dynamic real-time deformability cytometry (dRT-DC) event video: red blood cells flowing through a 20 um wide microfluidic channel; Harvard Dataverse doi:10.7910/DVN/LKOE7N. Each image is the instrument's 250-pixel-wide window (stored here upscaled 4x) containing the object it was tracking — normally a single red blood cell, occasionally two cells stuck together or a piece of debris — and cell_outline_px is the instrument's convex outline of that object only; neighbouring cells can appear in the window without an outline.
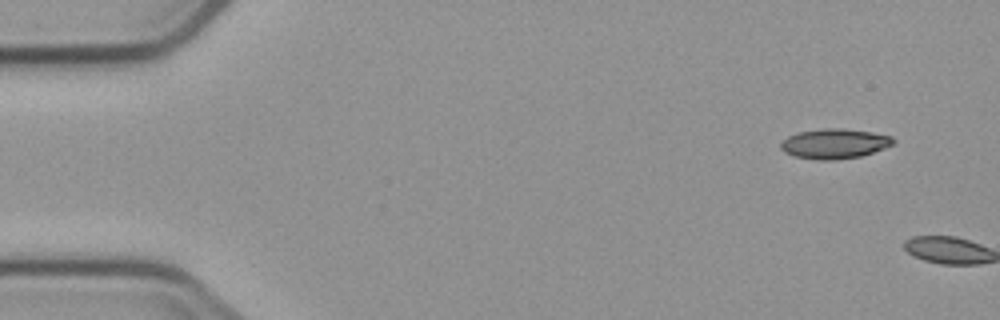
{"species": "common noctule bat (a hibernating species)", "species_latin": "Nyctalus noctula", "temperature_condition": "cold", "stored_images_in_passage": 2, "camera_frame_rate_fps": 3000, "um_per_image_px": 0.085, "animal": {"sex": "male", "body_mass_g": 23.1, "forearm_length_mm": 52.7}, "frame": {"image": 1, "passage_image": 1, "time_ms": 0.0, "image_size_px": [1000, 320], "cell_outline_px": [[896, 144], [860, 156], [832, 160], [820, 160], [796, 156], [784, 152], [780, 148], [780, 144], [788, 136], [800, 132], [824, 128], [844, 128], [872, 132], [892, 136], [896, 140]], "centroid_in_image_um": [70.97, 12.2], "position_along_channel_um": 14.0, "area_um2": 19.54}}